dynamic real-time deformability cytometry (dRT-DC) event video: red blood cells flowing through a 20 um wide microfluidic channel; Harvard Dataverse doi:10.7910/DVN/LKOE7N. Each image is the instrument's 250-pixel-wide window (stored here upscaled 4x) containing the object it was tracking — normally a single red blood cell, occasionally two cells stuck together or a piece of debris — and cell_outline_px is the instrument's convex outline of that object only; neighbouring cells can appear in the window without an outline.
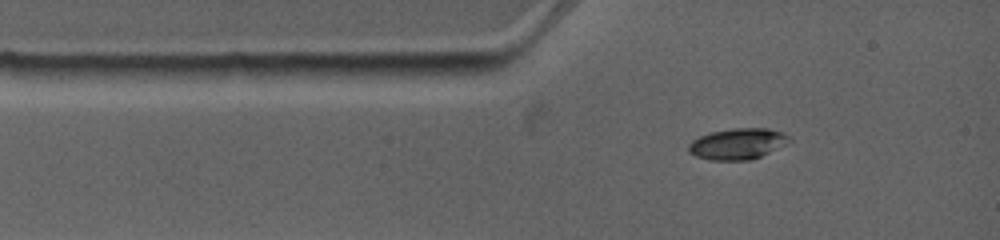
{"species": "common noctule bat (a hibernating species)", "species_latin": "Nyctalus noctula", "temperature_condition": "warm", "stored_images_in_passage": 2, "camera_frame_rate_fps": 4500, "um_per_image_px": 0.085, "animal": {"sex": "female", "body_mass_g": 19.0, "forearm_length_mm": 53.3}, "frame": {"image": 1, "passage_image": 1, "time_ms": 0.0, "image_size_px": [1000, 240], "cell_outline_px": [[788, 136], [784, 144], [752, 160], [708, 160], [696, 156], [688, 152], [688, 144], [692, 140], [700, 136], [712, 132], [732, 128], [768, 128], [784, 132]], "centroid_in_image_um": [62.63, 12.22], "position_along_channel_um": 22.4, "area_um2": 17.98}}
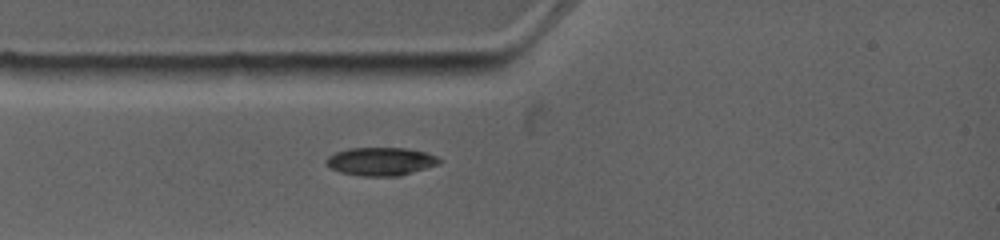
{"frame": {"image": 2, "passage_image": 2, "time_ms": 1.111, "image_size_px": [1000, 240], "cell_outline_px": [[440, 164], [396, 176], [360, 176], [340, 172], [328, 168], [324, 164], [324, 160], [328, 156], [336, 152], [348, 148], [404, 148], [424, 152], [436, 156], [440, 160]], "centroid_in_image_um": [32.28, 13.72], "position_along_channel_um": 52.7, "area_um2": 18.55}}